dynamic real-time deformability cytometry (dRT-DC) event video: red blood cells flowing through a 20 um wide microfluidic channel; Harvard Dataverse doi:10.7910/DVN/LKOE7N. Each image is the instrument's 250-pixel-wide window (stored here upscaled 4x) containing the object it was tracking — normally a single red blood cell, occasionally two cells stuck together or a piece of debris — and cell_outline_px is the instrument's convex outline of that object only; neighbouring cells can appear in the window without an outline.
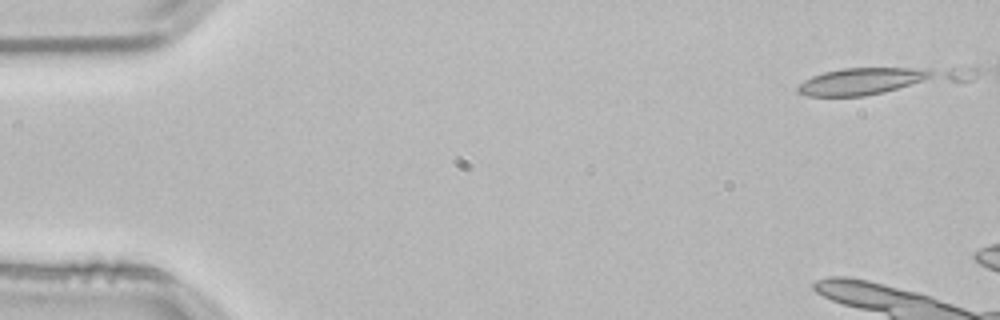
{"species": "common noctule bat (a hibernating species)", "species_latin": "Nyctalus noctula", "temperature_condition": "room temperature", "stored_images_in_passage": 3, "camera_frame_rate_fps": 3000, "um_per_image_px": 0.085, "animal": {"sex": "male", "body_mass_g": 21.5, "forearm_length_mm": 52.0}, "frame": {"image": 1, "passage_image": 1, "time_ms": 0.0, "image_size_px": [1000, 320], "cell_outline_px": [[932, 76], [924, 80], [896, 88], [864, 96], [808, 96], [796, 92], [796, 88], [804, 80], [812, 76], [824, 72], [844, 68], [916, 68], [932, 72]], "centroid_in_image_um": [73.11, 6.91], "position_along_channel_um": 11.9, "area_um2": 20.4}}